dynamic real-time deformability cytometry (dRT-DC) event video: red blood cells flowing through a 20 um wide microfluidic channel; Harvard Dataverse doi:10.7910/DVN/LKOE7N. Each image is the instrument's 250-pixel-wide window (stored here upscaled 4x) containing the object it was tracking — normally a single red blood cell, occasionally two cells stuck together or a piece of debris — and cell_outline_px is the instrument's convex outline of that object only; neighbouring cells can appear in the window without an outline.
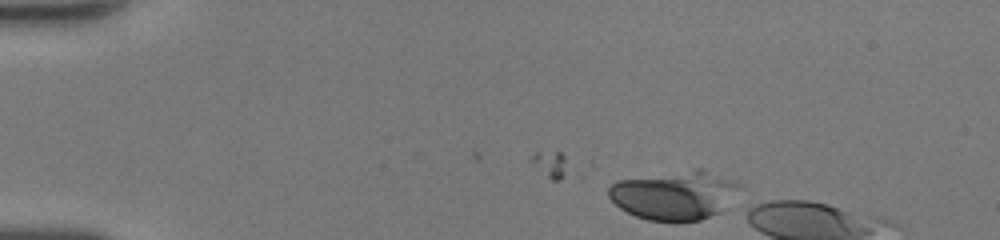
{"species": "human", "species_latin": "Homo sapiens", "temperature_condition": "room temperature", "stored_images_in_passage": 9, "camera_frame_rate_fps": 3000, "um_per_image_px": 0.085, "donor": {"sex": "female"}, "frame": {"image": 1, "passage_image": 9, "time_ms": 2.667, "image_size_px": [1000, 240], "cell_outline_px": [[740, 188], [720, 212], [700, 220], [648, 220], [636, 216], [620, 208], [608, 196], [608, 184], [616, 180], [692, 168], [700, 168], [728, 180], [736, 184]], "centroid_in_image_um": [57.24, 16.56], "position_along_channel_um": 27.8, "area_um2": 36.82}}